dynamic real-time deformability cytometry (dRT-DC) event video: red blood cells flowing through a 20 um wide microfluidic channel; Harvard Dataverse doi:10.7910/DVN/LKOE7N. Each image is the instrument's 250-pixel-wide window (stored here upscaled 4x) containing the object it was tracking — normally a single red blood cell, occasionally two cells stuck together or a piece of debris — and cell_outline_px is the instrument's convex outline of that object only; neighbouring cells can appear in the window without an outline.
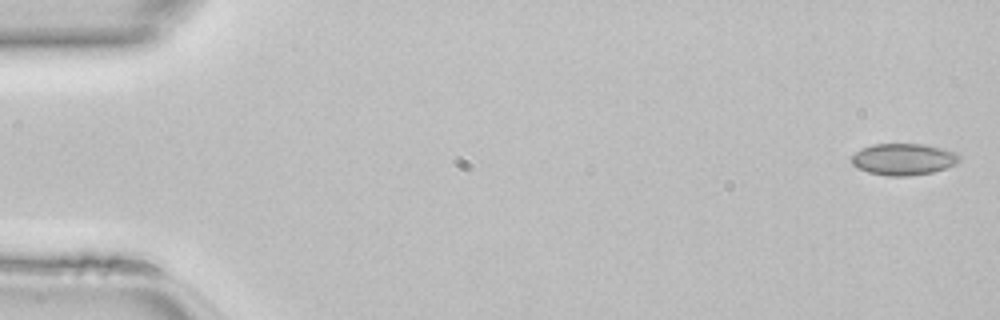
{"species": "common noctule bat (a hibernating species)", "species_latin": "Nyctalus noctula", "temperature_condition": "room temperature", "stored_images_in_passage": 47, "camera_frame_rate_fps": 3000, "um_per_image_px": 0.085, "animal": {"sex": "female", "body_mass_g": 22.7, "forearm_length_mm": 54.2}, "frame": {"image": 1, "passage_image": 1, "time_ms": 0.0, "image_size_px": [1000, 320], "cell_outline_px": [[960, 160], [956, 164], [932, 172], [908, 176], [888, 176], [868, 172], [856, 168], [852, 164], [852, 156], [860, 148], [872, 144], [924, 144], [956, 152], [960, 156]], "centroid_in_image_um": [76.77, 13.53], "position_along_channel_um": 8.2, "area_um2": 19.88}}
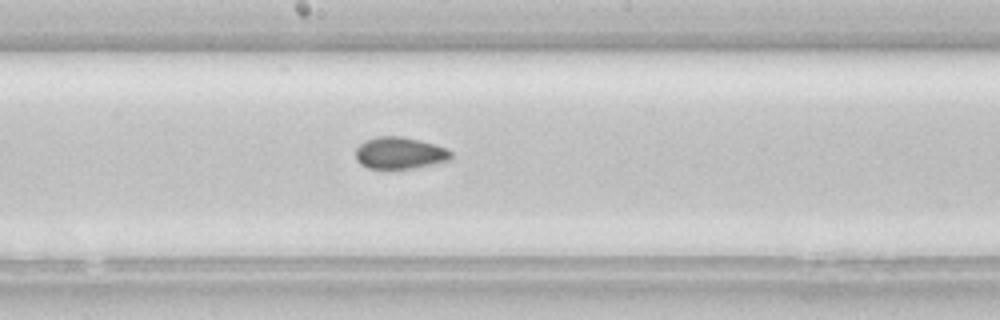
{"frame": {"image": 2, "passage_image": 25, "time_ms": 8.0, "image_size_px": [1000, 320], "cell_outline_px": [[452, 156], [448, 160], [412, 168], [368, 168], [360, 164], [356, 160], [356, 148], [364, 140], [376, 136], [400, 136], [420, 140], [436, 144], [452, 152]], "centroid_in_image_um": [33.94, 12.99], "position_along_channel_um": 214.3, "area_um2": 17.57}}
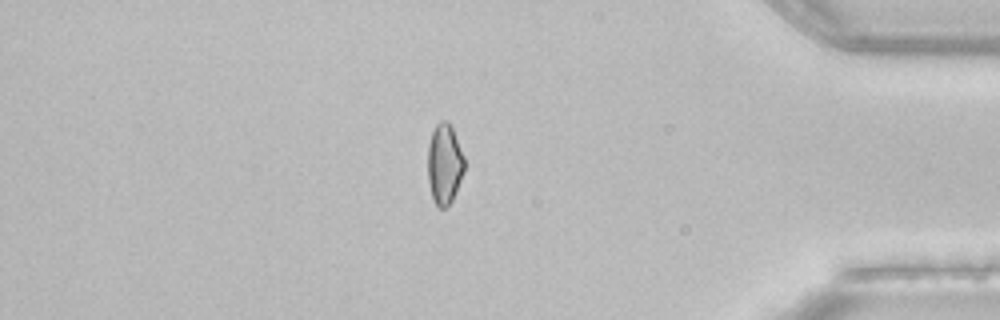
{"frame": {"image": 3, "passage_image": 40, "time_ms": 13.0, "image_size_px": [1000, 320], "cell_outline_px": [[464, 172], [456, 192], [452, 200], [444, 208], [440, 208], [436, 204], [432, 196], [428, 184], [428, 144], [432, 132], [436, 124], [440, 120], [448, 120], [452, 128], [464, 156]], "centroid_in_image_um": [37.77, 13.92], "position_along_channel_um": 397.4, "area_um2": 17.17}}